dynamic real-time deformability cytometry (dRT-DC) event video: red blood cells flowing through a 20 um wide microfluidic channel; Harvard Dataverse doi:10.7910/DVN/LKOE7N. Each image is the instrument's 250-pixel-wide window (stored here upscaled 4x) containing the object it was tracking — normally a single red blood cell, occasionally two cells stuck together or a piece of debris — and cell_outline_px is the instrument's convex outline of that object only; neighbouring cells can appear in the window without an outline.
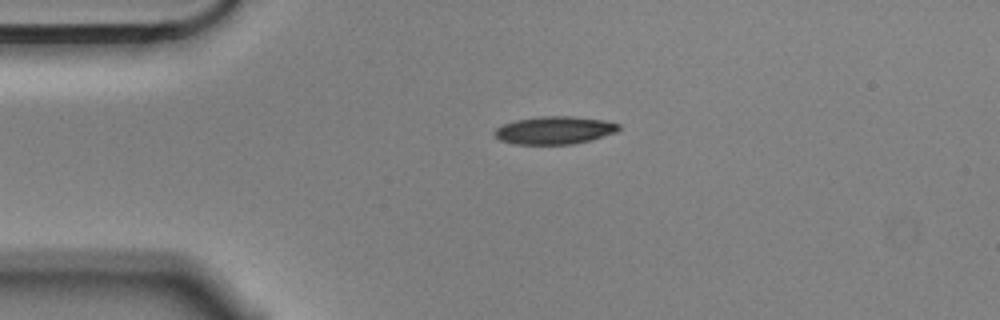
{"species": "Egyptian fruit bat (a non-hibernating species)", "species_latin": "Rousettus aegyptiacus", "temperature_condition": "cold", "stored_images_in_passage": 2, "camera_frame_rate_fps": 3000, "um_per_image_px": 0.085, "animal": {"sex": "male"}, "frame": {"image": 1, "passage_image": 1, "time_ms": 0.0, "image_size_px": [1000, 320], "cell_outline_px": [[620, 128], [616, 132], [592, 140], [572, 144], [512, 144], [500, 140], [492, 132], [496, 128], [504, 124], [516, 120], [540, 116], [572, 116], [604, 120], [620, 124]], "centroid_in_image_um": [47.14, 11.07], "position_along_channel_um": 37.9, "area_um2": 20.17}}